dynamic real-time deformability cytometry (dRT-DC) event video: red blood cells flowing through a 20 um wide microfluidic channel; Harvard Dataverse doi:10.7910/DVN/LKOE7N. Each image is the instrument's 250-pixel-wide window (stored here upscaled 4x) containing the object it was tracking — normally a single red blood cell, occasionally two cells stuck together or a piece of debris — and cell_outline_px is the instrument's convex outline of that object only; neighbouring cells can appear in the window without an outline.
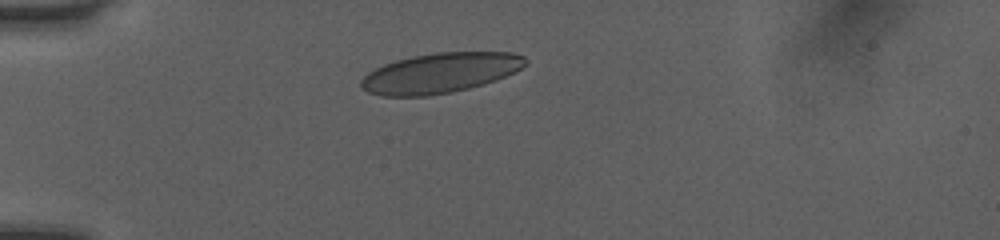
{"species": "human", "species_latin": "Homo sapiens", "temperature_condition": "room temperature", "stored_images_in_passage": 18, "camera_frame_rate_fps": 3000, "um_per_image_px": 0.085, "donor": {"sex": "female"}, "frame": {"image": 1, "passage_image": 1, "time_ms": 0.0, "image_size_px": [1000, 240], "cell_outline_px": [[528, 64], [496, 80], [484, 84], [452, 92], [428, 96], [380, 96], [368, 92], [360, 88], [360, 80], [368, 72], [384, 64], [396, 60], [412, 56], [436, 52], [512, 52], [524, 56], [528, 60]], "centroid_in_image_um": [37.39, 6.2], "position_along_channel_um": 47.6, "area_um2": 38.44}}
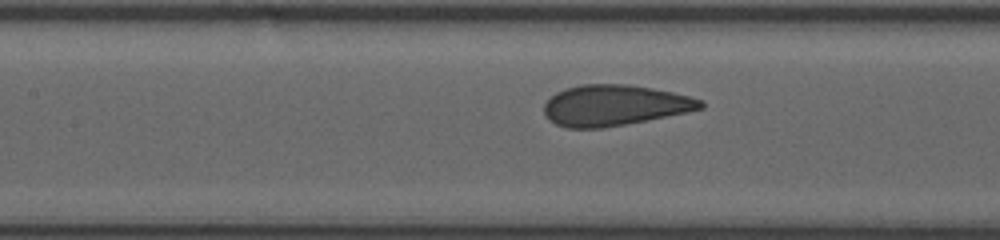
{"frame": {"image": 2, "passage_image": 11, "time_ms": 3.333, "image_size_px": [1000, 240], "cell_outline_px": [[704, 108], [688, 112], [624, 124], [600, 128], [568, 128], [556, 124], [544, 112], [544, 104], [556, 92], [564, 88], [580, 84], [628, 84], [652, 88], [672, 92], [704, 100]], "centroid_in_image_um": [52.24, 8.94], "position_along_channel_um": 155.2, "area_um2": 36.99}}
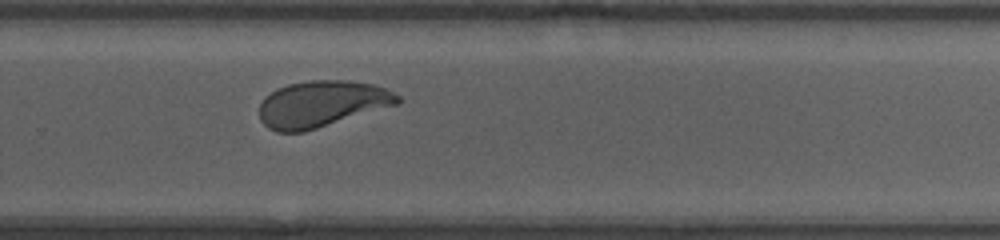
{"frame": {"image": 3, "passage_image": 18, "time_ms": 5.667, "image_size_px": [1000, 240], "cell_outline_px": [[400, 100], [396, 104], [304, 132], [276, 132], [268, 128], [260, 120], [260, 104], [264, 96], [276, 88], [288, 84], [308, 80], [348, 80], [372, 84], [384, 88], [400, 96]], "centroid_in_image_um": [27.28, 8.83], "position_along_channel_um": 302.5, "area_um2": 37.17}}